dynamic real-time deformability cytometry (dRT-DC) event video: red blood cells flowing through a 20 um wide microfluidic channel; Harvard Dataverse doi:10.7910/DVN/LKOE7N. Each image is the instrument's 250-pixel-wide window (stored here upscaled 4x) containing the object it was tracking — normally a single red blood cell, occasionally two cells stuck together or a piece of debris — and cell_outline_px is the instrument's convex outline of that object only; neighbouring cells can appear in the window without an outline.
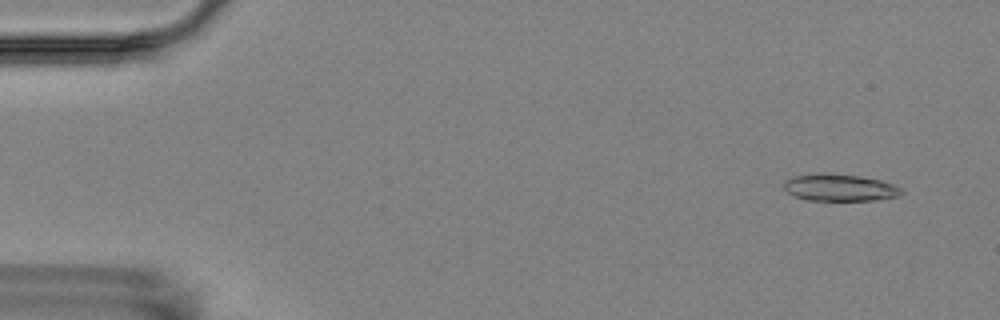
{"species": "Egyptian fruit bat (a non-hibernating species)", "species_latin": "Rousettus aegyptiacus", "temperature_condition": "room temperature", "stored_images_in_passage": 5, "camera_frame_rate_fps": 3000, "um_per_image_px": 0.085, "animal": {"sex": "female"}, "frame": {"image": 1, "passage_image": 1, "time_ms": 0.0, "image_size_px": [1000, 320], "cell_outline_px": [[904, 192], [896, 196], [872, 200], [808, 200], [796, 196], [788, 192], [784, 188], [784, 180], [796, 176], [820, 172], [824, 172], [860, 176], [880, 180], [892, 184], [900, 188]], "centroid_in_image_um": [71.35, 15.93], "position_along_channel_um": 13.7, "area_um2": 18.32}}